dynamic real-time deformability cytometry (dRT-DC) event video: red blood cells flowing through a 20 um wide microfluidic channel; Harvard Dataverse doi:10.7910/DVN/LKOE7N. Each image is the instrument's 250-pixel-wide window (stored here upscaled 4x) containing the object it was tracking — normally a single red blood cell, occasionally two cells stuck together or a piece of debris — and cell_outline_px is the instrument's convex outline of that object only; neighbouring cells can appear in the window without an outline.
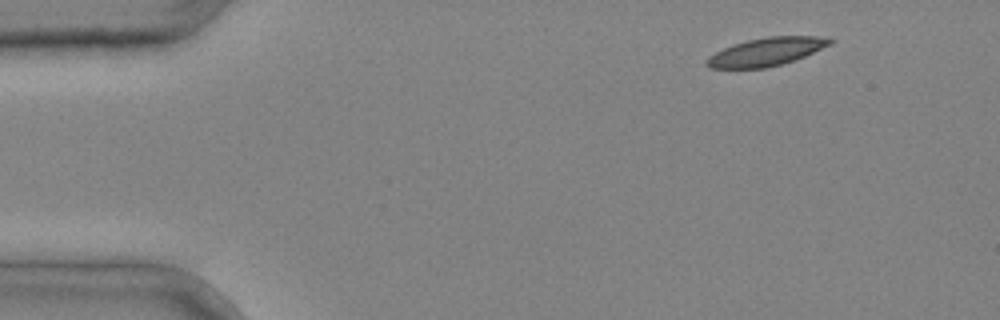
{"species": "common noctule bat (a hibernating species)", "species_latin": "Nyctalus noctula", "temperature_condition": "cold", "stored_images_in_passage": 4, "segment_of_instrument_passage": [2, 2], "camera_frame_rate_fps": 3000, "um_per_image_px": 0.085, "animal": {"sex": "male", "body_mass_g": 20.4}, "frame": {"image": 1, "passage_image": 4, "time_ms": 1.0, "image_size_px": [1000, 320], "cell_outline_px": [[836, 40], [832, 44], [804, 56], [780, 64], [764, 68], [708, 68], [704, 64], [704, 60], [708, 56], [732, 44], [748, 40], [768, 36], [828, 36]], "centroid_in_image_um": [65.14, 4.39], "position_along_channel_um": 19.9, "area_um2": 20.29}}